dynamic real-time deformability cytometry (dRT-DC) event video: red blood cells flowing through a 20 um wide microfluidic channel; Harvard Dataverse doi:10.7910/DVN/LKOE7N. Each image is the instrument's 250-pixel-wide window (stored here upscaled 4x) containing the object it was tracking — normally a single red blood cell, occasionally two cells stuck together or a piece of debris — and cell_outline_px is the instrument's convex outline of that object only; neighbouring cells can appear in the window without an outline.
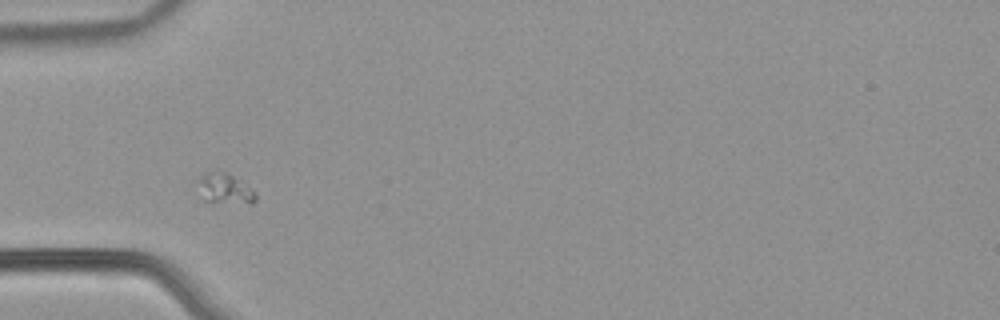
{"species": "common noctule bat (a hibernating species)", "species_latin": "Nyctalus noctula", "temperature_condition": "warm", "stored_images_in_passage": 38, "camera_frame_rate_fps": 3000, "um_per_image_px": 0.085, "animal": {"sex": "male", "body_mass_g": 21.5, "forearm_length_mm": 52.0}, "frame": {"image": 1, "passage_image": 1, "time_ms": 0.0, "image_size_px": [1000, 320], "cell_outline_px": [[256, 200], [252, 204], [212, 204], [204, 200], [192, 184], [204, 172], [216, 172], [232, 176], [256, 192]], "centroid_in_image_um": [19.0, 16.11], "position_along_channel_um": 66.0, "area_um2": 10.75}}
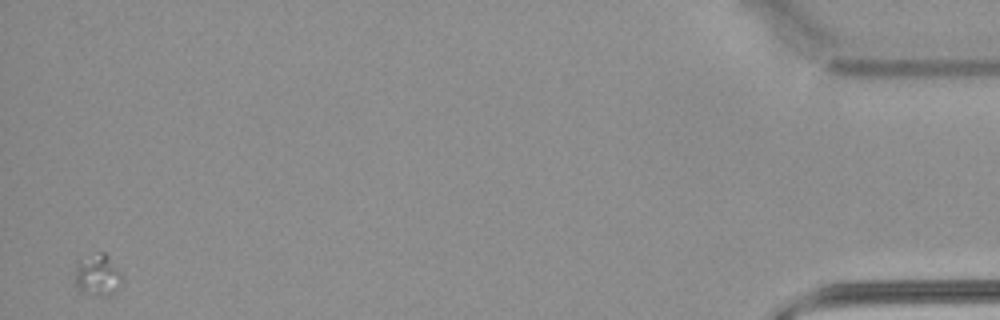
{"frame": {"image": 2, "passage_image": 38, "time_ms": 12.333, "image_size_px": [1000, 320], "cell_outline_px": [[120, 284], [108, 296], [92, 296], [80, 288], [76, 284], [72, 276], [76, 260], [100, 252], [104, 252], [108, 256], [120, 272]], "centroid_in_image_um": [8.21, 23.36], "position_along_channel_um": 427.0, "area_um2": 11.39}}